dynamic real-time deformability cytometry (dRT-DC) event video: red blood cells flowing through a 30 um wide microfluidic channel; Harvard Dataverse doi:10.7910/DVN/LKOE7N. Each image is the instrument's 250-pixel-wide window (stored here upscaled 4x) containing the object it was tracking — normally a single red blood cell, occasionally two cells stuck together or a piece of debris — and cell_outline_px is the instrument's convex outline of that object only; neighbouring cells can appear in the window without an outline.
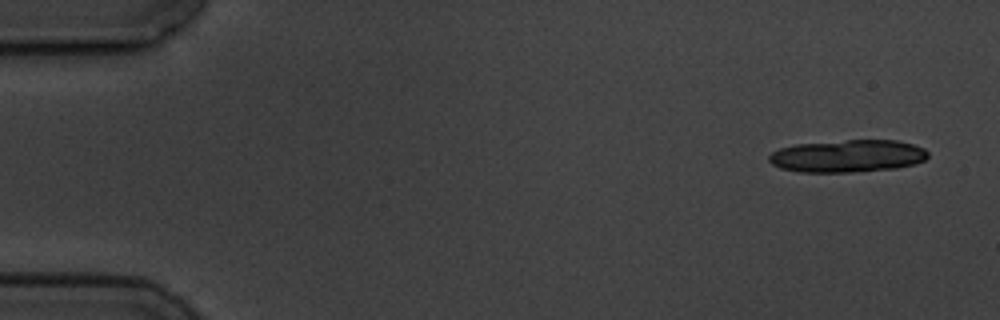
{"species": "common noctule bat (a hibernating species)", "species_latin": "Nyctalus noctula", "temperature_condition": "cold", "stored_images_in_passage": 6, "camera_frame_rate_fps": 3000, "um_per_image_px": 0.085, "animal": {"sex": "male", "body_mass_g": 19.5, "forearm_length_mm": 54.6}, "frame": {"image": 1, "passage_image": 1, "time_ms": 0.0, "image_size_px": [1000, 320], "cell_outline_px": [[928, 156], [924, 160], [916, 164], [896, 168], [848, 172], [800, 172], [780, 168], [772, 164], [768, 160], [768, 156], [772, 152], [780, 148], [796, 144], [844, 140], [896, 140], [912, 144], [924, 148], [928, 152]], "centroid_in_image_um": [72.04, 13.26], "position_along_channel_um": 13.0, "area_um2": 30.11}}